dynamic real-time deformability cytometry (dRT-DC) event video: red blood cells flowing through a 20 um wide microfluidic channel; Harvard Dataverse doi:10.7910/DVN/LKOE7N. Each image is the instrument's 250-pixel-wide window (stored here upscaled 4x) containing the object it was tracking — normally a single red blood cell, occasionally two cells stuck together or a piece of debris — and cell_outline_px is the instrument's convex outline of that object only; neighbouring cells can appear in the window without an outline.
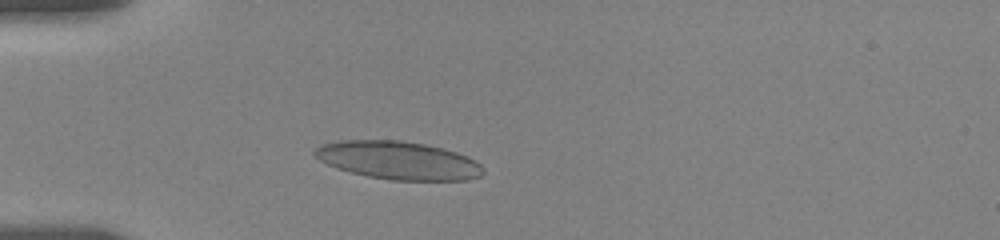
{"species": "human", "species_latin": "Homo sapiens", "temperature_condition": "room temperature", "stored_images_in_passage": 9, "camera_frame_rate_fps": 3000, "um_per_image_px": 0.085, "donor": {"sex": "female"}, "frame": {"image": 1, "passage_image": 6, "time_ms": 3.0, "image_size_px": [1000, 240], "cell_outline_px": [[484, 172], [480, 176], [468, 180], [392, 180], [368, 176], [336, 168], [320, 160], [312, 152], [320, 144], [340, 140], [400, 140], [424, 144], [456, 152], [468, 156], [476, 160], [484, 168]], "centroid_in_image_um": [33.86, 13.63], "position_along_channel_um": 51.1, "area_um2": 37.34}}
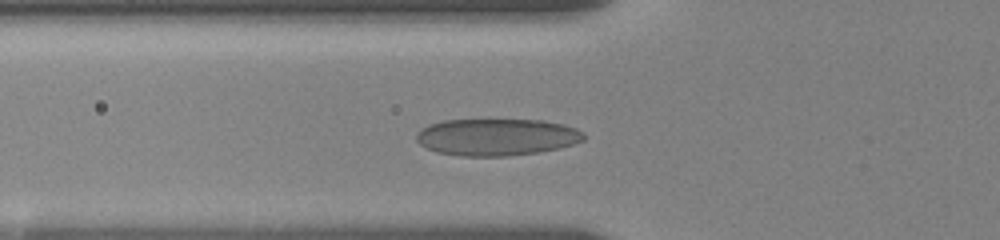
{"frame": {"image": 2, "passage_image": 8, "time_ms": 4.333, "image_size_px": [1000, 240], "cell_outline_px": [[584, 140], [560, 148], [536, 152], [508, 156], [460, 156], [436, 152], [424, 148], [416, 140], [416, 132], [420, 128], [428, 124], [444, 120], [544, 120], [564, 124], [576, 128], [584, 132]], "centroid_in_image_um": [42.18, 11.65], "position_along_channel_um": 83.6, "area_um2": 36.36}}